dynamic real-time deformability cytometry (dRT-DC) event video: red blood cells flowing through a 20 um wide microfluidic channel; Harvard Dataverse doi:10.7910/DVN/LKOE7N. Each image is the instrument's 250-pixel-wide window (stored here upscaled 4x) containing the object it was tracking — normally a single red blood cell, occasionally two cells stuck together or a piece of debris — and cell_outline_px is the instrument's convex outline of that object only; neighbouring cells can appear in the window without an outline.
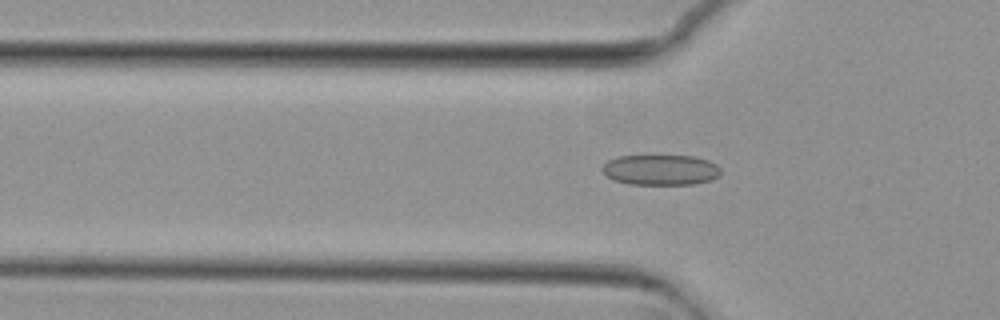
{"species": "common noctule bat (a hibernating species)", "species_latin": "Nyctalus noctula", "temperature_condition": "cold", "stored_images_in_passage": 52, "camera_frame_rate_fps": 3000, "um_per_image_px": 0.085, "animal": {"sex": "female", "body_mass_g": 29.2, "forearm_length_mm": 56.3}, "frame": {"image": 1, "passage_image": 18, "time_ms": 5.667, "image_size_px": [1000, 320], "cell_outline_px": [[720, 176], [712, 180], [692, 184], [628, 184], [612, 180], [600, 168], [608, 160], [620, 156], [692, 156], [708, 160], [716, 164], [720, 168]], "centroid_in_image_um": [56.16, 14.44], "position_along_channel_um": 69.6, "area_um2": 21.04}}
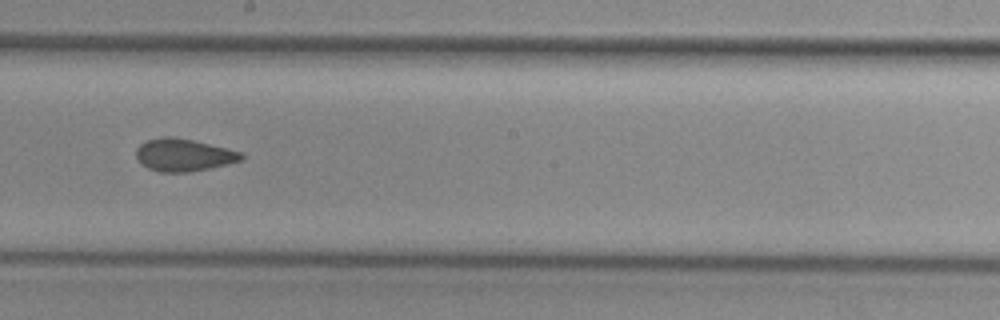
{"frame": {"image": 2, "passage_image": 31, "time_ms": 10.0, "image_size_px": [1000, 320], "cell_outline_px": [[244, 156], [240, 160], [228, 164], [188, 172], [160, 172], [148, 168], [136, 156], [136, 148], [140, 144], [148, 140], [160, 136], [172, 136], [192, 140], [240, 152]], "centroid_in_image_um": [15.57, 13.17], "position_along_channel_um": 232.6, "area_um2": 19.54}}
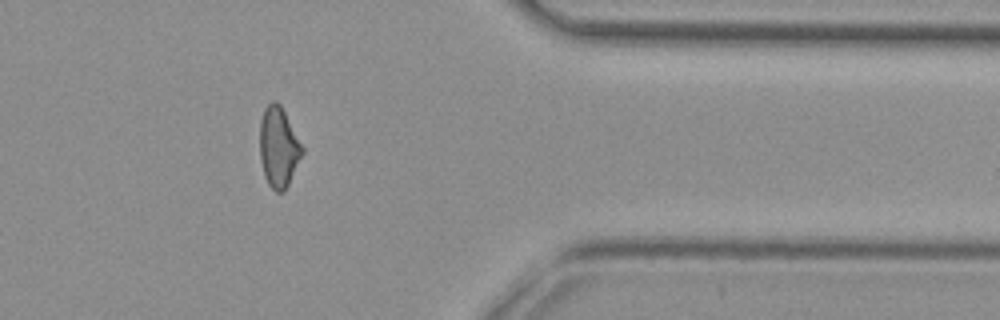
{"frame": {"image": 3, "passage_image": 45, "time_ms": 14.667, "image_size_px": [1000, 320], "cell_outline_px": [[304, 152], [284, 192], [276, 192], [268, 184], [264, 176], [260, 160], [260, 120], [264, 108], [272, 100], [276, 100], [280, 104], [304, 148]], "centroid_in_image_um": [23.67, 12.5], "position_along_channel_um": 387.7, "area_um2": 19.88}, "authors_computed_cell_mechanics": {"area_um2": 20.1433, "velocity_mm_per_s": 3.7467, "shape_relaxation_time_tau1_ms": null, "shape_relaxation_time_tau2_ms": 1.9833, "deformation_change_tau1": null, "deformation_change_tau2": 0.0629}}